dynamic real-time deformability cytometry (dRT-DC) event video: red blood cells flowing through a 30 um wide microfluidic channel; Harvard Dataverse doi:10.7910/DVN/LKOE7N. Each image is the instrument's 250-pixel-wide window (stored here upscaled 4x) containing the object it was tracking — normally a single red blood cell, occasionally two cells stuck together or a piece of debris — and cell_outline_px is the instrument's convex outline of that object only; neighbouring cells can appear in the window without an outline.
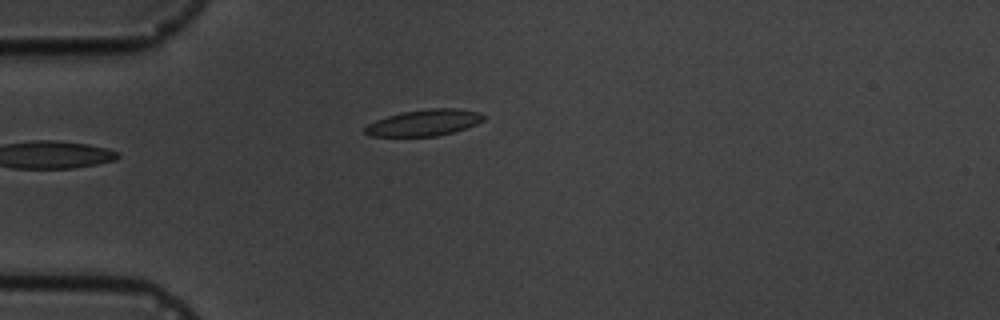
{"species": "common noctule bat (a hibernating species)", "species_latin": "Nyctalus noctula", "temperature_condition": "cold", "stored_images_in_passage": 16, "camera_frame_rate_fps": 3000, "um_per_image_px": 0.085, "animal": {"sex": "male", "body_mass_g": 19.5, "forearm_length_mm": 54.6}, "frame": {"image": 1, "passage_image": 5, "time_ms": 5.667, "image_size_px": [1000, 320], "cell_outline_px": [[484, 120], [476, 124], [452, 132], [436, 136], [368, 136], [364, 132], [364, 128], [368, 124], [376, 120], [388, 116], [404, 112], [428, 108], [460, 108], [480, 112], [484, 116]], "centroid_in_image_um": [36.06, 10.42], "position_along_channel_um": 48.9, "area_um2": 18.09}}
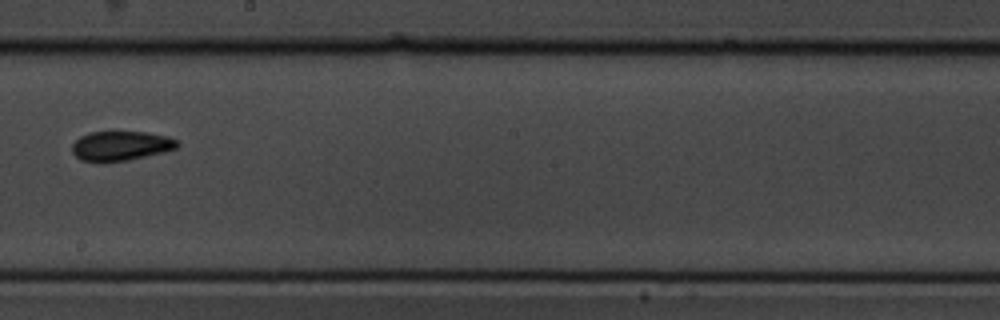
{"frame": {"image": 2, "passage_image": 10, "time_ms": 11.333, "image_size_px": [1000, 320], "cell_outline_px": [[180, 144], [176, 148], [164, 152], [128, 160], [80, 160], [72, 152], [72, 144], [80, 136], [88, 132], [144, 132], [168, 136], [176, 140]], "centroid_in_image_um": [10.28, 12.37], "position_along_channel_um": 237.9, "area_um2": 17.74}}
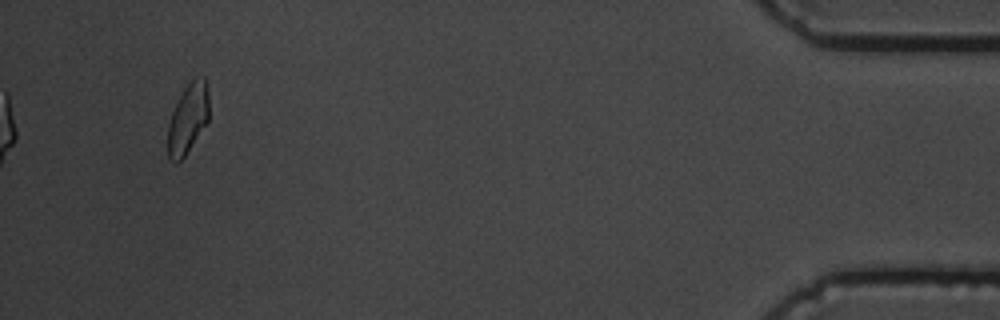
{"frame": {"image": 3, "passage_image": 16, "time_ms": 18.333, "image_size_px": [1000, 320], "cell_outline_px": [[208, 120], [184, 156], [176, 164], [168, 160], [168, 124], [172, 112], [184, 88], [196, 76], [204, 76], [208, 92]], "centroid_in_image_um": [15.96, 10.08], "position_along_channel_um": 419.2, "area_um2": 16.53}, "authors_computed_cell_mechanics": {"area_um2": 18.1203, "velocity_mm_per_s": 3.5959, "shape_relaxation_time_tau1_ms": 3.3009, "shape_relaxation_time_tau2_ms": 5.2004, "deformation_change_tau1": 0.0704, "deformation_change_tau2": 0.088}}